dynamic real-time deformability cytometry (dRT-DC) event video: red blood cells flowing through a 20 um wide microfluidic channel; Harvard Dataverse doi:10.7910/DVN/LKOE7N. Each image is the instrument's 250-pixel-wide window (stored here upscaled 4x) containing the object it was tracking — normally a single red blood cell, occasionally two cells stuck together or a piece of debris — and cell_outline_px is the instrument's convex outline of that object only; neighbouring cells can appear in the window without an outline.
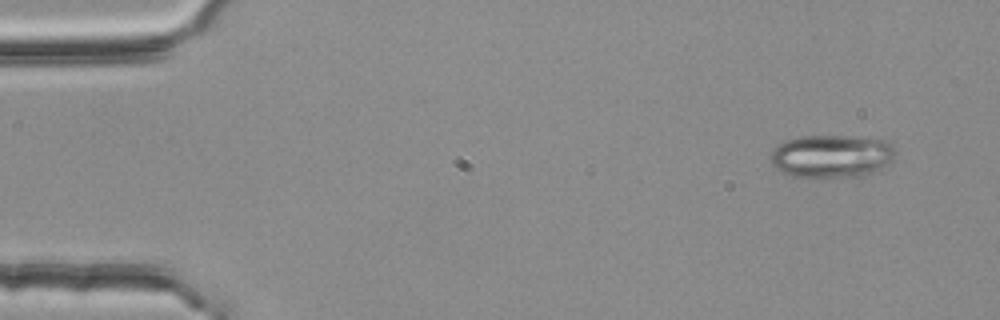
{"species": "common noctule bat (a hibernating species)", "species_latin": "Nyctalus noctula", "temperature_condition": "room temperature", "stored_images_in_passage": 2, "camera_frame_rate_fps": 3000, "um_per_image_px": 0.085, "animal": {"sex": "female", "body_mass_g": 25.1}, "frame": {"image": 1, "passage_image": 1, "time_ms": 0.0, "image_size_px": [1000, 320], "cell_outline_px": [[896, 152], [892, 160], [868, 176], [812, 180], [792, 176], [780, 172], [772, 164], [772, 152], [784, 140], [800, 136], [844, 136], [888, 140], [892, 144]], "centroid_in_image_um": [70.69, 13.32], "position_along_channel_um": 14.3, "area_um2": 32.08}}